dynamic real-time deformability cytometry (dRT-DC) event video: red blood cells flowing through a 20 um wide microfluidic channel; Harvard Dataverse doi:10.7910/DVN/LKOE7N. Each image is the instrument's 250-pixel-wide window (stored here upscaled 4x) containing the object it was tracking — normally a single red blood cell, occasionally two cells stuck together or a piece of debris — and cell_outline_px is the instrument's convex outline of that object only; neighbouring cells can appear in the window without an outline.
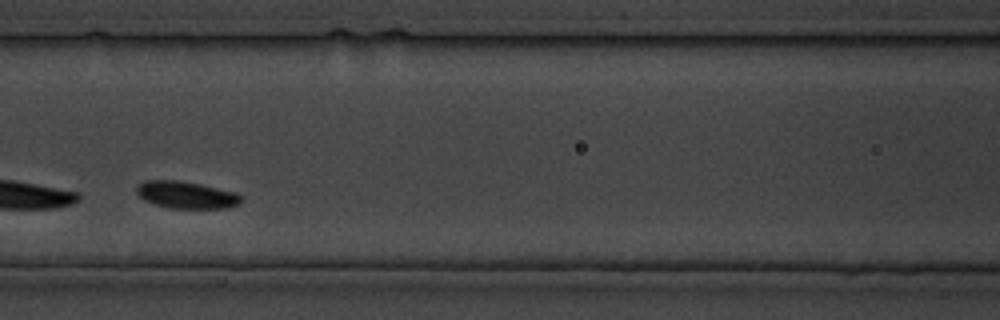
{"species": "common noctule bat (a hibernating species)", "species_latin": "Nyctalus noctula", "temperature_condition": "cold", "stored_images_in_passage": 21, "camera_frame_rate_fps": 3000, "um_per_image_px": 0.085, "animal": {"sex": "male", "body_mass_g": 19.5, "forearm_length_mm": 54.6}, "frame": {"image": 1, "passage_image": 7, "time_ms": 7.667, "image_size_px": [1000, 320], "cell_outline_px": [[244, 196], [240, 204], [228, 208], [168, 208], [144, 200], [136, 192], [136, 188], [144, 180], [180, 180], [200, 184], [236, 192]], "centroid_in_image_um": [15.88, 16.56], "position_along_channel_um": 150.7, "area_um2": 16.65}}